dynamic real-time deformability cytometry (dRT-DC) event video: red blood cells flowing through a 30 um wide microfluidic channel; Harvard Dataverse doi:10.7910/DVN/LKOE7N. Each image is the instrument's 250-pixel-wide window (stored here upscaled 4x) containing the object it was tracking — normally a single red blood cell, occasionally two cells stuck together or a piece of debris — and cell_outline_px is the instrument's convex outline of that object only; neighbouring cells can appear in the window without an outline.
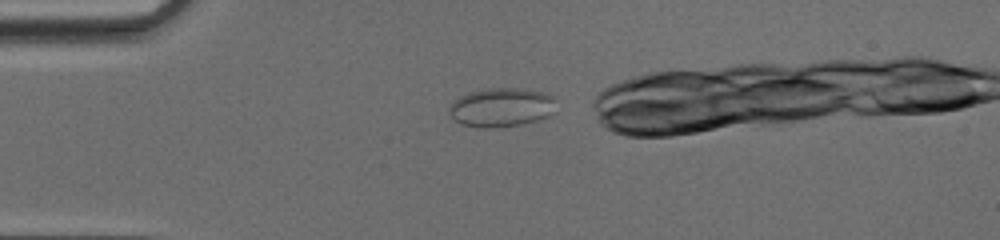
{"species": "common noctule bat (a hibernating species)", "species_latin": "Nyctalus noctula", "temperature_condition": "cold", "stored_images_in_passage": 12, "camera_frame_rate_fps": 3000, "um_per_image_px": 0.085, "animal": {"sex": "female", "body_mass_g": 17.0, "forearm_length_mm": 48.0}, "frame": {"image": 1, "passage_image": 7, "time_ms": 2.0, "image_size_px": [1000, 240], "cell_outline_px": [[816, 112], [796, 116], [684, 132], [628, 132], [620, 128], [752, 108], [760, 108]], "centroid_in_image_um": [60.85, 10.24], "position_along_channel_um": 24.2, "area_um2": 14.45}}